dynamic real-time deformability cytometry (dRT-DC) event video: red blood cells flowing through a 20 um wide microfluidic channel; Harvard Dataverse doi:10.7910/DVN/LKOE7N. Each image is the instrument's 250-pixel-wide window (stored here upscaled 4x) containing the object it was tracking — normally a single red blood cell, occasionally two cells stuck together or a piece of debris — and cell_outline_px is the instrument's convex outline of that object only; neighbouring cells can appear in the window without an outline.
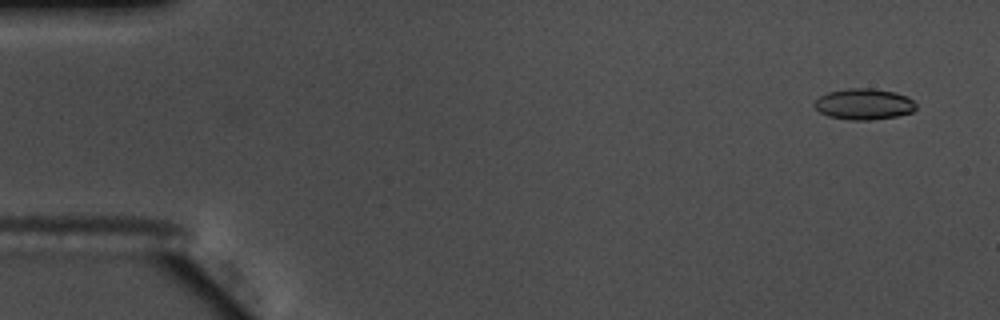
{"species": "common noctule bat (a hibernating species)", "species_latin": "Nyctalus noctula", "temperature_condition": "warm", "stored_images_in_passage": 53, "camera_frame_rate_fps": 3000, "um_per_image_px": 0.085, "animal": {"sex": "male", "body_mass_g": 17.5, "forearm_length_mm": 52.3}, "frame": {"image": 1, "passage_image": 4, "time_ms": 1.0, "image_size_px": [1000, 320], "cell_outline_px": [[916, 108], [912, 112], [896, 116], [872, 120], [852, 120], [828, 116], [820, 112], [812, 104], [820, 96], [828, 92], [848, 88], [872, 88], [896, 92], [912, 100], [916, 104]], "centroid_in_image_um": [73.42, 8.85], "position_along_channel_um": 11.6, "area_um2": 18.32}}
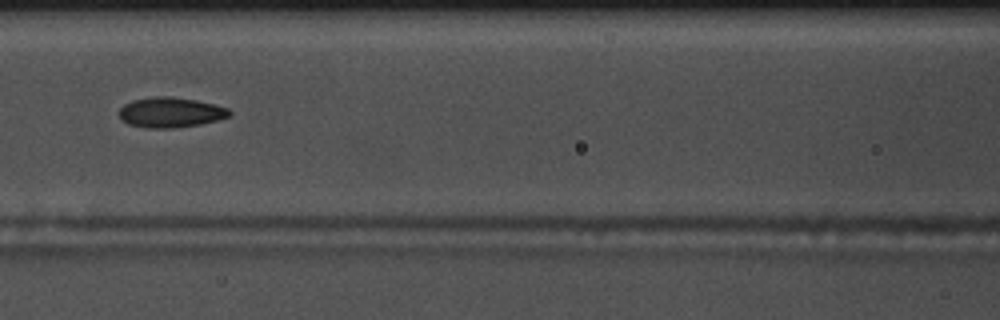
{"frame": {"image": 2, "passage_image": 26, "time_ms": 8.333, "image_size_px": [1000, 320], "cell_outline_px": [[232, 112], [228, 116], [216, 120], [200, 124], [176, 128], [148, 128], [128, 124], [120, 120], [120, 108], [124, 104], [132, 100], [156, 96], [168, 96], [196, 100], [216, 104], [228, 108]], "centroid_in_image_um": [14.48, 9.55], "position_along_channel_um": 152.1, "area_um2": 19.42}}
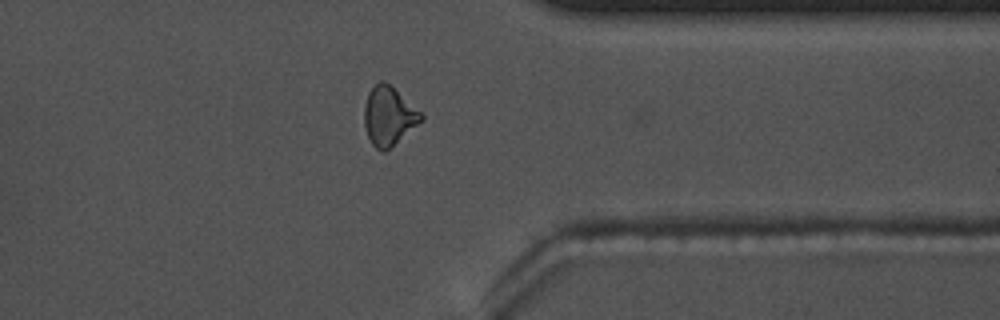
{"frame": {"image": 3, "passage_image": 45, "time_ms": 14.667, "image_size_px": [1000, 320], "cell_outline_px": [[424, 120], [384, 152], [380, 152], [372, 144], [368, 136], [364, 124], [364, 104], [368, 92], [380, 80], [384, 80], [420, 112], [424, 116]], "centroid_in_image_um": [33.02, 9.88], "position_along_channel_um": 378.4, "area_um2": 19.19}, "authors_computed_cell_mechanics": {"area_um2": 18.6116, "velocity_mm_per_s": 3.6782, "shape_relaxation_time_tau1_ms": 4.4163, "shape_relaxation_time_tau2_ms": 4.2567, "deformation_change_tau1": 0.1464, "deformation_change_tau2": 0.1148}}